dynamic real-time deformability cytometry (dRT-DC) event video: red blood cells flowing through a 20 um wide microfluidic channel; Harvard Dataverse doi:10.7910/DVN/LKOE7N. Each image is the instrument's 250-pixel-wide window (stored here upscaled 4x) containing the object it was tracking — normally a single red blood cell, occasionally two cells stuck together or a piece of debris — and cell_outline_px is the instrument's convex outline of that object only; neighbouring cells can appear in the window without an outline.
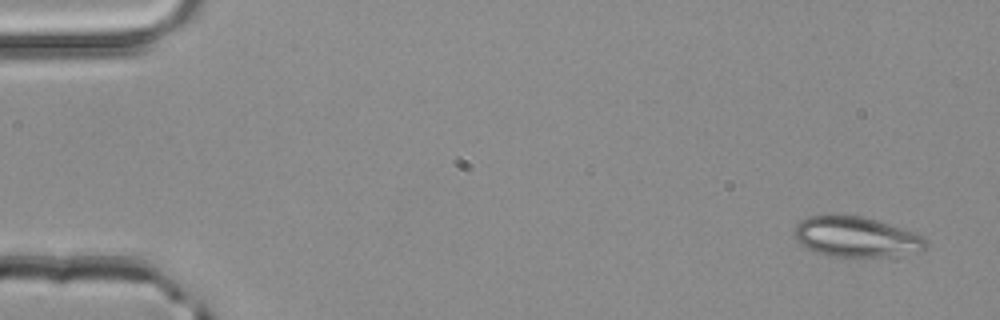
{"species": "common noctule bat (a hibernating species)", "species_latin": "Nyctalus noctula", "temperature_condition": "room temperature", "stored_images_in_passage": 3, "camera_frame_rate_fps": 3000, "um_per_image_px": 0.085, "animal": {"sex": "male", "body_mass_g": 20.4}, "frame": {"image": 1, "passage_image": 1, "time_ms": 0.0, "image_size_px": [1000, 320], "cell_outline_px": [[928, 248], [920, 252], [896, 256], [828, 256], [804, 248], [792, 236], [792, 232], [796, 224], [800, 220], [808, 216], [860, 216], [876, 220], [916, 232], [928, 240]], "centroid_in_image_um": [72.78, 20.15], "position_along_channel_um": 12.2, "area_um2": 31.21}}